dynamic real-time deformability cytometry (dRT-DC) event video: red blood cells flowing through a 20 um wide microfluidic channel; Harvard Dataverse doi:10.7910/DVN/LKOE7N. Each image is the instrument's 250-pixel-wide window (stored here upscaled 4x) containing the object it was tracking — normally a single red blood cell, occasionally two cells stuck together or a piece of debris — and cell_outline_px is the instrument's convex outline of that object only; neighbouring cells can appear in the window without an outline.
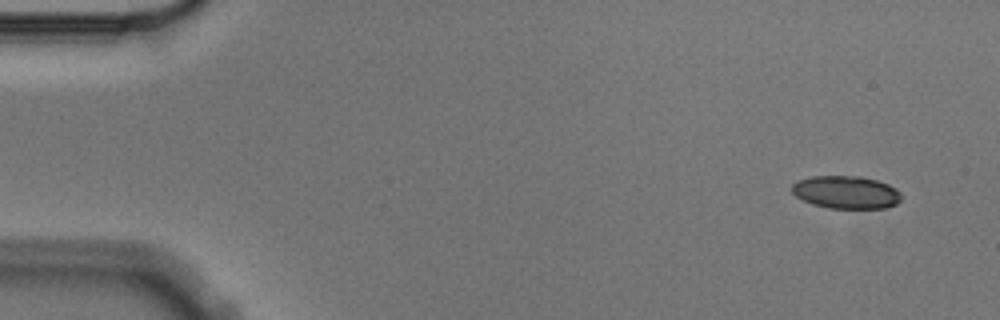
{"species": "Egyptian fruit bat (a non-hibernating species)", "species_latin": "Rousettus aegyptiacus", "temperature_condition": "cold", "stored_images_in_passage": 5, "camera_frame_rate_fps": 3000, "um_per_image_px": 0.085, "animal": {"sex": "male"}, "frame": {"image": 1, "passage_image": 1, "time_ms": 0.0, "image_size_px": [1000, 320], "cell_outline_px": [[900, 200], [896, 204], [888, 208], [828, 208], [812, 204], [796, 196], [792, 192], [792, 184], [796, 180], [812, 176], [860, 176], [876, 180], [888, 184], [896, 188], [900, 192]], "centroid_in_image_um": [71.91, 16.34], "position_along_channel_um": 13.1, "area_um2": 20.98}}
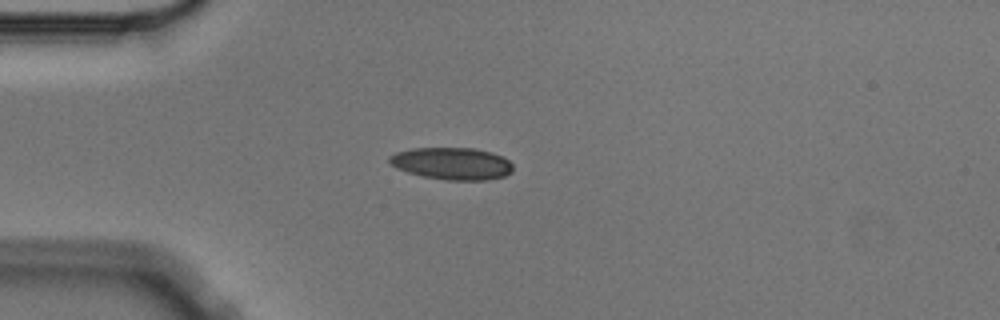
{"frame": {"image": 2, "passage_image": 4, "time_ms": 1.0, "image_size_px": [1000, 320], "cell_outline_px": [[512, 172], [504, 176], [488, 180], [444, 180], [424, 176], [408, 172], [396, 168], [388, 160], [388, 156], [396, 152], [412, 148], [476, 148], [492, 152], [508, 160], [512, 164]], "centroid_in_image_um": [38.42, 13.9], "position_along_channel_um": 46.6, "area_um2": 23.18}}
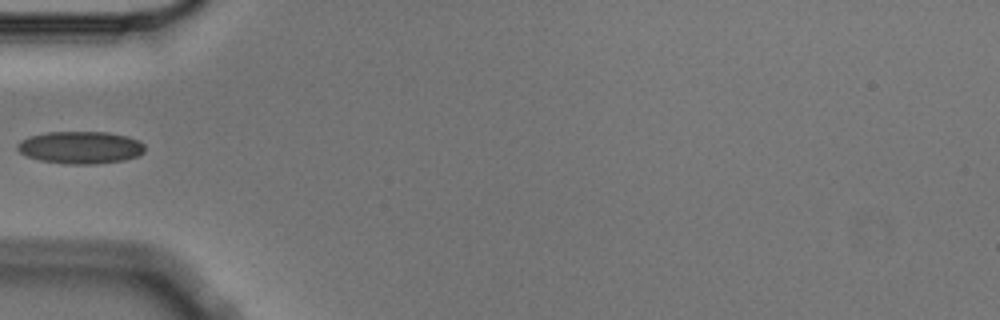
{"frame": {"image": 3, "passage_image": 5, "time_ms": 1.333, "image_size_px": [1000, 320], "cell_outline_px": [[144, 152], [136, 156], [124, 160], [96, 164], [68, 164], [40, 160], [28, 156], [20, 152], [16, 148], [16, 144], [20, 140], [28, 136], [48, 132], [108, 132], [128, 136], [140, 140], [144, 144]], "centroid_in_image_um": [6.84, 12.53], "position_along_channel_um": 78.2, "area_um2": 24.16}}